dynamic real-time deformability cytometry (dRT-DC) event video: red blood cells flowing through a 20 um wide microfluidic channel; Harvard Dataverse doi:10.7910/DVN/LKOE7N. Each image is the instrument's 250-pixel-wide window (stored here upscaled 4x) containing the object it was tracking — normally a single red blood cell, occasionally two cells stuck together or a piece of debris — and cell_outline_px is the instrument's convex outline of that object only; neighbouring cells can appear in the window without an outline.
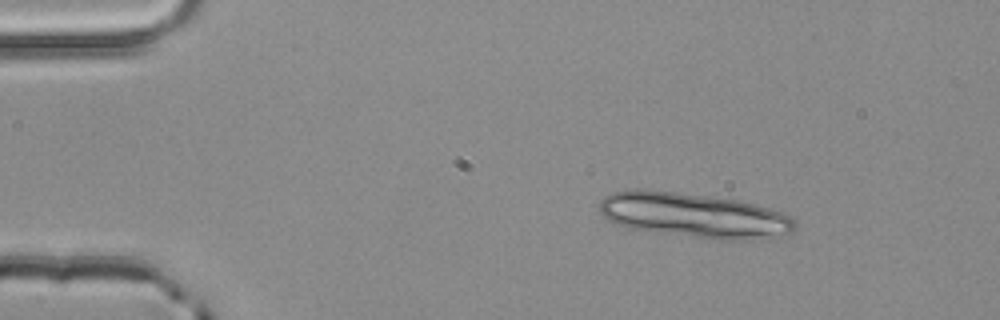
{"species": "common noctule bat (a hibernating species)", "species_latin": "Nyctalus noctula", "temperature_condition": "room temperature", "stored_images_in_passage": 3, "segment_of_instrument_passage": [1, 2], "camera_frame_rate_fps": 3000, "um_per_image_px": 0.085, "animal": {"sex": "male", "body_mass_g": 20.4}, "frame": {"image": 1, "passage_image": 1, "time_ms": 0.0, "image_size_px": [1000, 320], "cell_outline_px": [[796, 228], [792, 232], [768, 240], [720, 240], [628, 228], [616, 224], [608, 220], [600, 212], [600, 200], [604, 196], [612, 192], [636, 188], [644, 188], [740, 200], [756, 204], [784, 212], [796, 224]], "centroid_in_image_um": [59.02, 18.3], "position_along_channel_um": 26.0, "area_um2": 51.62}}